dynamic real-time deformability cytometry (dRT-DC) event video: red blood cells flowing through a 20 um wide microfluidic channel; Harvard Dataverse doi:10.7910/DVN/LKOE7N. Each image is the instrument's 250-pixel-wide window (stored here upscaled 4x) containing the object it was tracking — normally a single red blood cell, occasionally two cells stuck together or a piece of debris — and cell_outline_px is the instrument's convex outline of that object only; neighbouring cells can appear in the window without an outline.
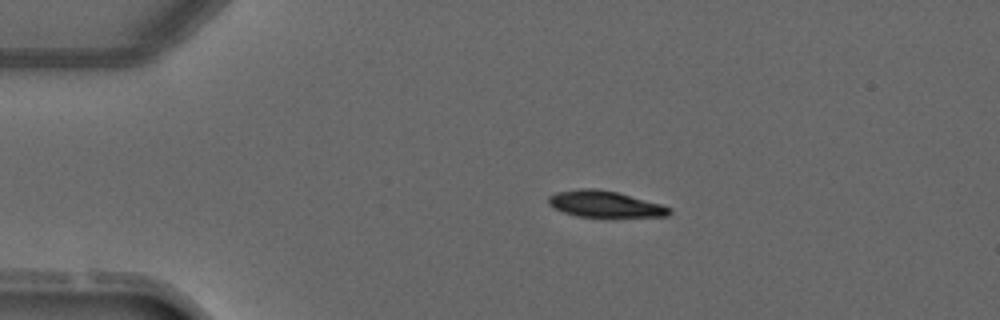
{"species": "common noctule bat (a hibernating species)", "species_latin": "Nyctalus noctula", "temperature_condition": "warm", "stored_images_in_passage": 4, "camera_frame_rate_fps": 3000, "um_per_image_px": 0.085, "animal": {"sex": "male", "forearm_length_mm": 52.5}, "frame": {"image": 1, "passage_image": 3, "time_ms": 2.333, "image_size_px": [1000, 320], "cell_outline_px": [[672, 212], [668, 216], [576, 216], [564, 212], [548, 204], [548, 196], [556, 192], [580, 188], [596, 188], [616, 192], [660, 204], [672, 208]], "centroid_in_image_um": [51.39, 17.33], "position_along_channel_um": 33.6, "area_um2": 18.21}}